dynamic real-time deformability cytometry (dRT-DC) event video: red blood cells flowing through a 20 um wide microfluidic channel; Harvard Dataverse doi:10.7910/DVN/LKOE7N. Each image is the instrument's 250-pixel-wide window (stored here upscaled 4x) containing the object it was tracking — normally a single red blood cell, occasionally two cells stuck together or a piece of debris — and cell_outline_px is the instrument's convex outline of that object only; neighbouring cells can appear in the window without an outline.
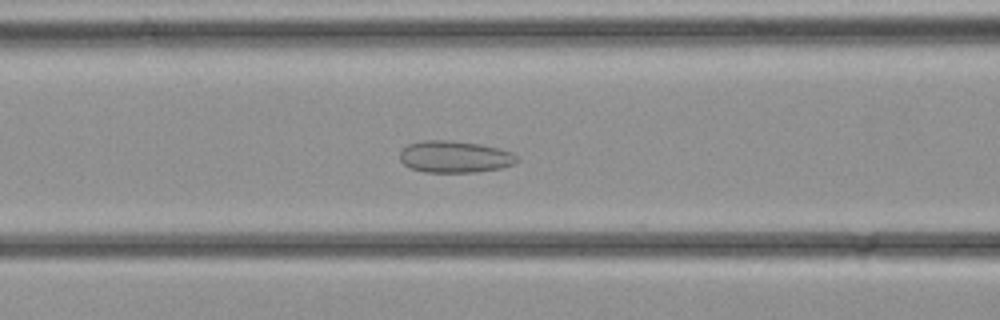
{"species": "common noctule bat (a hibernating species)", "species_latin": "Nyctalus noctula", "temperature_condition": "cold", "stored_images_in_passage": 28, "camera_frame_rate_fps": 3000, "um_per_image_px": 0.085, "animal": {"sex": "female", "body_mass_g": 21.9}, "frame": {"image": 1, "passage_image": 6, "time_ms": 1.667, "image_size_px": [1000, 320], "cell_outline_px": [[520, 160], [516, 164], [500, 168], [476, 172], [424, 172], [412, 168], [404, 164], [400, 160], [400, 148], [408, 144], [424, 140], [448, 140], [480, 144], [500, 148], [512, 152]], "centroid_in_image_um": [38.66, 13.32], "position_along_channel_um": 127.9, "area_um2": 21.91}}
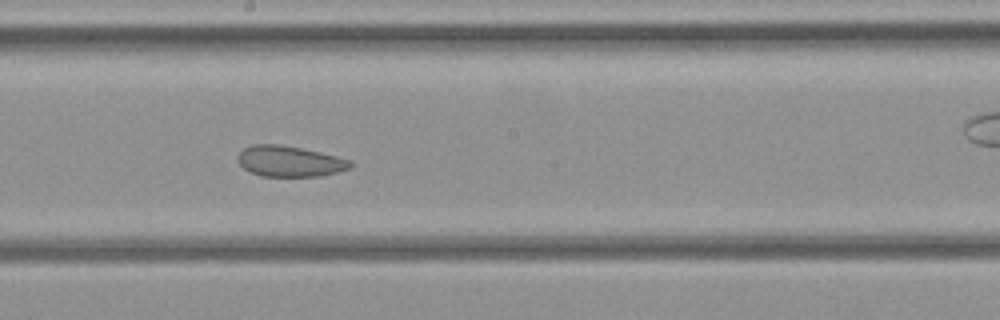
{"frame": {"image": 2, "passage_image": 11, "time_ms": 3.333, "image_size_px": [1000, 320], "cell_outline_px": [[352, 168], [320, 176], [260, 176], [244, 168], [240, 164], [236, 156], [244, 148], [252, 144], [280, 144], [320, 152], [336, 156], [348, 160], [352, 164]], "centroid_in_image_um": [24.59, 13.7], "position_along_channel_um": 223.6, "area_um2": 20.06}}
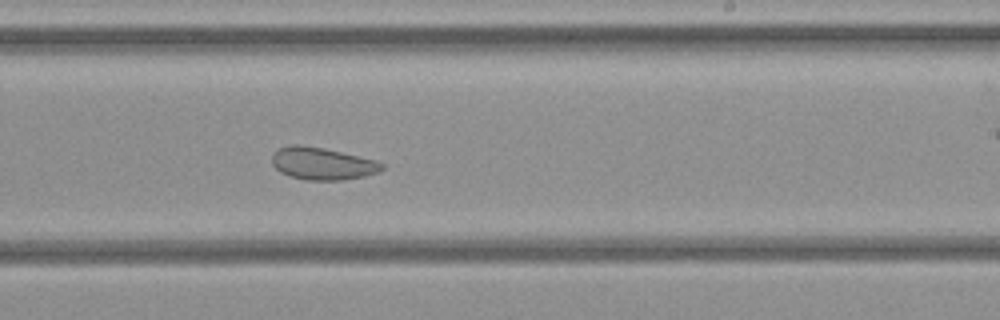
{"frame": {"image": 3, "passage_image": 13, "time_ms": 4.0, "image_size_px": [1000, 320], "cell_outline_px": [[384, 168], [376, 172], [364, 176], [340, 180], [308, 180], [292, 176], [280, 172], [272, 164], [272, 156], [280, 148], [292, 144], [296, 144], [324, 148], [376, 160], [384, 164]], "centroid_in_image_um": [27.4, 13.9], "position_along_channel_um": 261.6, "area_um2": 20.4}}